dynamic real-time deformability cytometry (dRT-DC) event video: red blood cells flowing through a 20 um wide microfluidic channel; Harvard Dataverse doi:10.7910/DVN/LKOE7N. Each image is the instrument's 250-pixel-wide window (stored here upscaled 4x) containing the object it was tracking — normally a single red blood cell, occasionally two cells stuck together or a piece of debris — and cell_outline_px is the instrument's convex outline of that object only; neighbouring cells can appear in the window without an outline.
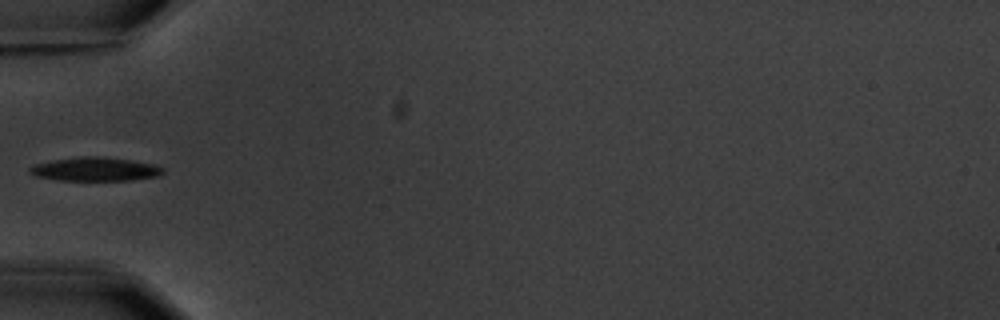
{"species": "common noctule bat (a hibernating species)", "species_latin": "Nyctalus noctula", "temperature_condition": "warm", "stored_images_in_passage": 6, "camera_frame_rate_fps": 3000, "um_per_image_px": 0.085, "animal": {"sex": "male", "body_mass_g": 20.1, "forearm_length_mm": 53.5}, "frame": {"image": 1, "passage_image": 6, "time_ms": 6.0, "image_size_px": [1000, 320], "cell_outline_px": [[164, 172], [156, 176], [132, 180], [60, 180], [36, 176], [28, 172], [28, 168], [36, 164], [52, 160], [80, 156], [100, 156], [128, 160], [152, 164], [164, 168]], "centroid_in_image_um": [8.05, 14.38], "position_along_channel_um": 76.9, "area_um2": 18.21}}